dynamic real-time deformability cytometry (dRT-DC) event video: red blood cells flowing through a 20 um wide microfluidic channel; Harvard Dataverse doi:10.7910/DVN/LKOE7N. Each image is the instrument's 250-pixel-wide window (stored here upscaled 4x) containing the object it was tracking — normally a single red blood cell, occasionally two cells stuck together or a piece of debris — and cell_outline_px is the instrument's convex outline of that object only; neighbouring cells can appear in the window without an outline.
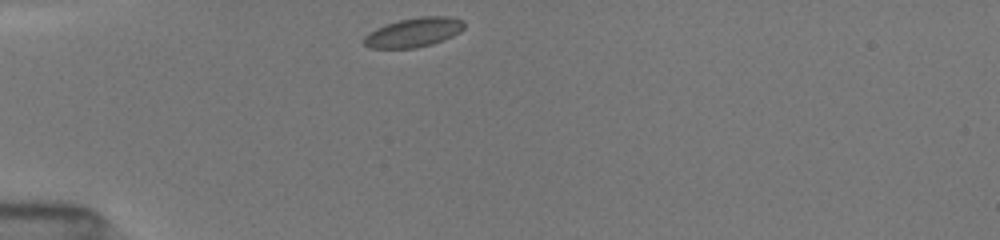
{"species": "common noctule bat (a hibernating species)", "species_latin": "Nyctalus noctula", "temperature_condition": "room temperature", "stored_images_in_passage": 38, "camera_frame_rate_fps": 3000, "um_per_image_px": 0.085, "animal": {"sex": "female", "body_mass_g": 19.5, "forearm_length_mm": 54.1}, "frame": {"image": 1, "passage_image": 1, "time_ms": 0.0, "image_size_px": [1000, 240], "cell_outline_px": [[464, 28], [460, 32], [444, 40], [432, 44], [416, 48], [368, 48], [360, 40], [368, 32], [384, 24], [400, 20], [420, 16], [448, 16], [464, 20]], "centroid_in_image_um": [35.14, 2.75], "position_along_channel_um": 49.9, "area_um2": 17.4}}
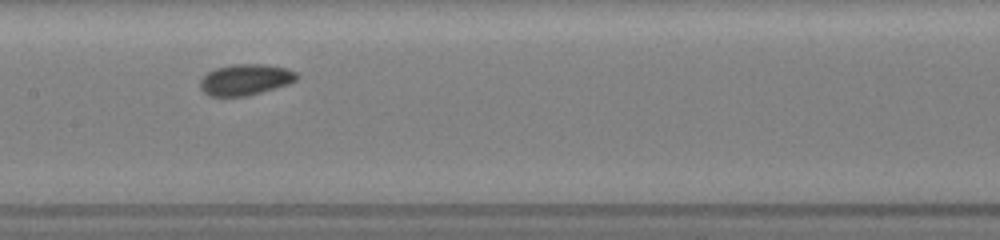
{"frame": {"image": 2, "passage_image": 13, "time_ms": 4.0, "image_size_px": [1000, 240], "cell_outline_px": [[300, 76], [296, 80], [288, 84], [248, 96], [208, 96], [200, 88], [200, 80], [208, 72], [216, 68], [232, 64], [264, 64], [288, 68], [296, 72]], "centroid_in_image_um": [20.87, 6.76], "position_along_channel_um": 186.5, "area_um2": 17.57}}
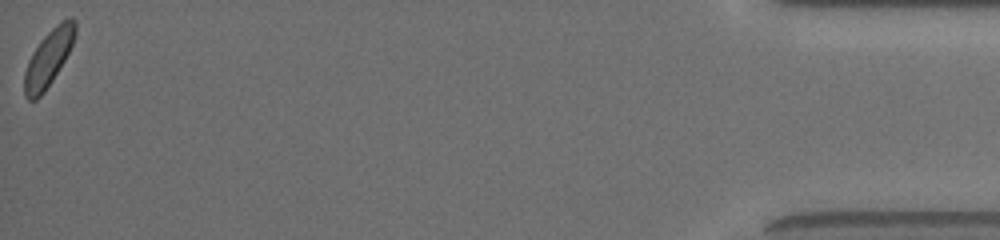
{"frame": {"image": 3, "passage_image": 38, "time_ms": 12.333, "image_size_px": [1000, 240], "cell_outline_px": [[76, 32], [72, 44], [64, 60], [52, 80], [44, 92], [36, 100], [28, 100], [24, 96], [24, 72], [28, 60], [32, 52], [40, 40], [56, 24], [72, 16], [76, 20]], "centroid_in_image_um": [4.1, 4.94], "position_along_channel_um": 431.1, "area_um2": 16.59}, "authors_computed_cell_mechanics": {"area_um2": 16.7042, "velocity_mm_per_s": 3.9718, "shape_relaxation_time_tau1_ms": 1.5709, "shape_relaxation_time_tau2_ms": null, "deformation_change_tau1": 0.0397, "deformation_change_tau2": null}}